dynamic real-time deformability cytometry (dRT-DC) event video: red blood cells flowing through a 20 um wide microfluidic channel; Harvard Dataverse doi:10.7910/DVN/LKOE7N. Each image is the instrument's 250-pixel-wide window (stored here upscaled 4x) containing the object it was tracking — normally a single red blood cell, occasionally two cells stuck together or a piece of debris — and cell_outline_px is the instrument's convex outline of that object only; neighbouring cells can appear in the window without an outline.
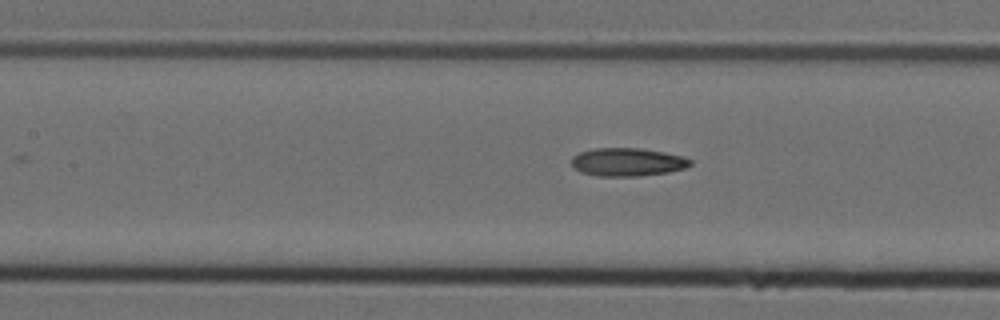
{"species": "Egyptian fruit bat (a non-hibernating species)", "species_latin": "Rousettus aegyptiacus", "temperature_condition": "cold", "stored_images_in_passage": 4, "camera_frame_rate_fps": 3000, "um_per_image_px": 0.085, "animal": {"sex": "female"}, "frame": {"image": 1, "passage_image": 4, "time_ms": 1.0, "image_size_px": [1000, 320], "cell_outline_px": [[692, 164], [684, 168], [668, 172], [640, 176], [600, 176], [580, 172], [572, 164], [572, 156], [580, 152], [596, 148], [640, 148], [664, 152], [684, 156], [692, 160]], "centroid_in_image_um": [53.36, 13.77], "position_along_channel_um": 154.0, "area_um2": 19.48}}